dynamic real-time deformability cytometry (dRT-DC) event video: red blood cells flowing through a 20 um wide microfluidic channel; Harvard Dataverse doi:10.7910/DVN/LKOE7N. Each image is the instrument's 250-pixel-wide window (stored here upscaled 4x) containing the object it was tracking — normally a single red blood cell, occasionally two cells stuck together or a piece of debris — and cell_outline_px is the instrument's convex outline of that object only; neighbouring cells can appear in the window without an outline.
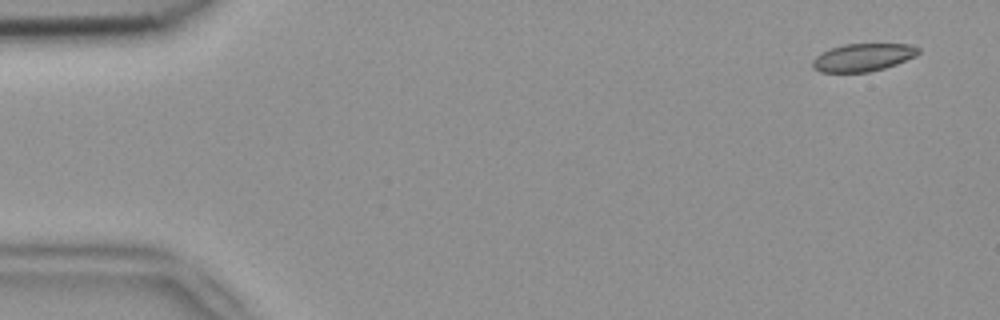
{"species": "common noctule bat (a hibernating species)", "species_latin": "Nyctalus noctula", "temperature_condition": "room temperature", "stored_images_in_passage": 5, "camera_frame_rate_fps": 3000, "um_per_image_px": 0.085, "animal": {"sex": "female", "body_mass_g": 18.4}, "frame": {"image": 1, "passage_image": 1, "time_ms": 0.0, "image_size_px": [1000, 320], "cell_outline_px": [[920, 52], [916, 56], [896, 64], [884, 68], [868, 72], [820, 72], [812, 68], [812, 60], [820, 52], [828, 48], [844, 44], [908, 44], [920, 48]], "centroid_in_image_um": [73.32, 4.87], "position_along_channel_um": 11.7, "area_um2": 17.28}}
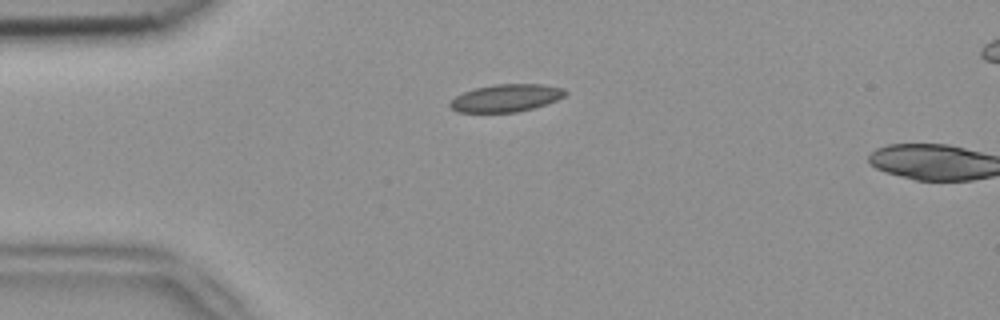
{"frame": {"image": 2, "passage_image": 4, "time_ms": 1.0, "image_size_px": [1000, 320], "cell_outline_px": [[568, 92], [564, 96], [556, 100], [532, 108], [516, 112], [456, 112], [448, 104], [456, 96], [464, 92], [476, 88], [496, 84], [540, 84], [564, 88]], "centroid_in_image_um": [43.01, 8.33], "position_along_channel_um": 42.0, "area_um2": 18.26}}